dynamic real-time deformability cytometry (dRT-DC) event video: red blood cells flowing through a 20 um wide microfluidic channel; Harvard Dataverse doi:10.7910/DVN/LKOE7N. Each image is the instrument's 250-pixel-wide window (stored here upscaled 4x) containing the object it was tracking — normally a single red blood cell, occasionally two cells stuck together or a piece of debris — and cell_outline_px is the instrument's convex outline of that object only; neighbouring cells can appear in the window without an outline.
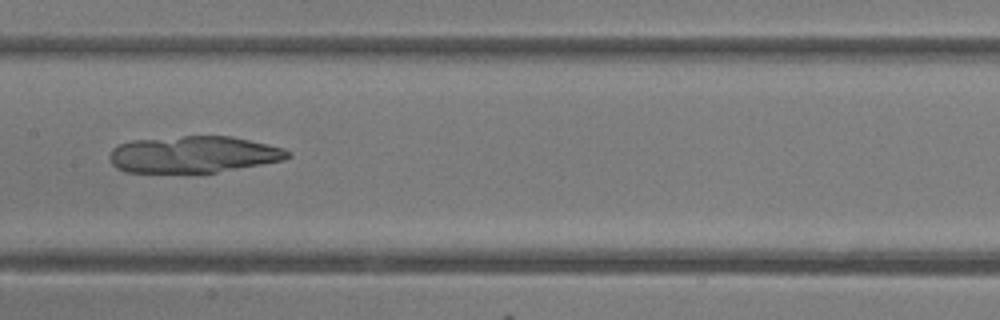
{"species": "common noctule bat (a hibernating species)", "species_latin": "Nyctalus noctula", "temperature_condition": "room temperature", "stored_images_in_passage": 48, "camera_frame_rate_fps": 3000, "um_per_image_px": 0.085, "animal": {"sex": "female"}, "frame": {"image": 1, "passage_image": 24, "time_ms": 7.667, "image_size_px": [1000, 320], "cell_outline_px": [[292, 156], [284, 160], [216, 172], [124, 172], [116, 168], [112, 164], [108, 156], [112, 148], [120, 144], [132, 140], [184, 136], [232, 136], [284, 148], [292, 152]], "centroid_in_image_um": [16.44, 13.12], "position_along_channel_um": 191.0, "area_um2": 38.09}}
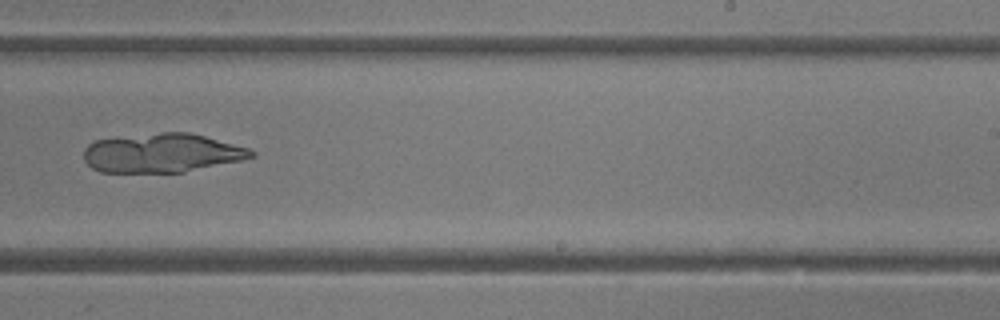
{"frame": {"image": 2, "passage_image": 30, "time_ms": 9.667, "image_size_px": [1000, 320], "cell_outline_px": [[256, 156], [240, 160], [184, 172], [100, 172], [92, 168], [84, 160], [84, 148], [88, 144], [96, 140], [160, 132], [188, 132], [204, 136], [248, 148], [256, 152]], "centroid_in_image_um": [13.75, 13.01], "position_along_channel_um": 275.3, "area_um2": 37.8}}
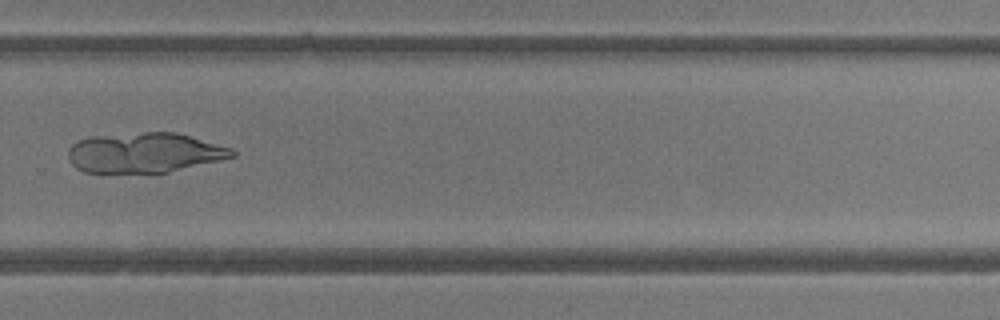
{"frame": {"image": 3, "passage_image": 33, "time_ms": 10.667, "image_size_px": [1000, 320], "cell_outline_px": [[236, 156], [220, 160], [168, 172], [84, 172], [76, 168], [72, 164], [68, 156], [68, 148], [72, 144], [80, 140], [92, 136], [144, 132], [176, 132], [232, 148], [236, 152]], "centroid_in_image_um": [12.28, 12.97], "position_along_channel_um": 317.5, "area_um2": 38.03}}